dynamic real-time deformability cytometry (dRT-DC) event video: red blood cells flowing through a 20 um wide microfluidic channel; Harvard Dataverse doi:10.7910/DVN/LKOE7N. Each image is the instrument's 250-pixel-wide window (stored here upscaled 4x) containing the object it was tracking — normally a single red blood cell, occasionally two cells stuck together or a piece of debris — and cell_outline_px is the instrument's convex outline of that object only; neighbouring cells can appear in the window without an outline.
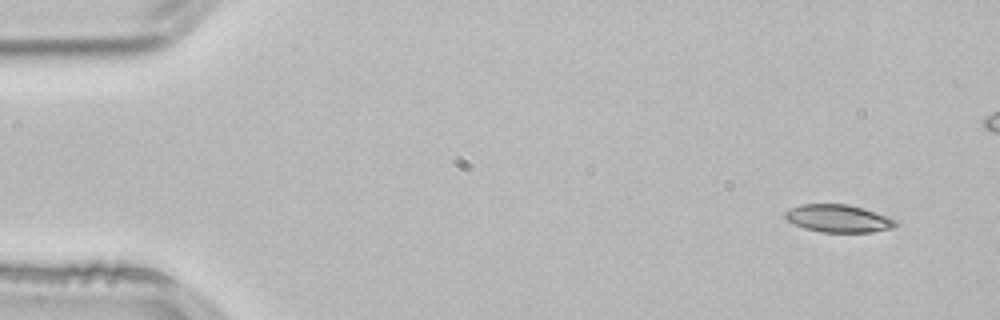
{"species": "common noctule bat (a hibernating species)", "species_latin": "Nyctalus noctula", "temperature_condition": "room temperature", "stored_images_in_passage": 4, "camera_frame_rate_fps": 3000, "um_per_image_px": 0.085, "animal": {"sex": "male", "body_mass_g": 21.5, "forearm_length_mm": 52.0}, "frame": {"image": 1, "passage_image": 1, "time_ms": 0.0, "image_size_px": [1000, 320], "cell_outline_px": [[900, 224], [892, 228], [872, 232], [820, 232], [804, 228], [788, 220], [784, 216], [784, 212], [800, 204], [848, 204], [864, 208], [896, 220]], "centroid_in_image_um": [71.28, 18.57], "position_along_channel_um": 13.7, "area_um2": 17.74}}